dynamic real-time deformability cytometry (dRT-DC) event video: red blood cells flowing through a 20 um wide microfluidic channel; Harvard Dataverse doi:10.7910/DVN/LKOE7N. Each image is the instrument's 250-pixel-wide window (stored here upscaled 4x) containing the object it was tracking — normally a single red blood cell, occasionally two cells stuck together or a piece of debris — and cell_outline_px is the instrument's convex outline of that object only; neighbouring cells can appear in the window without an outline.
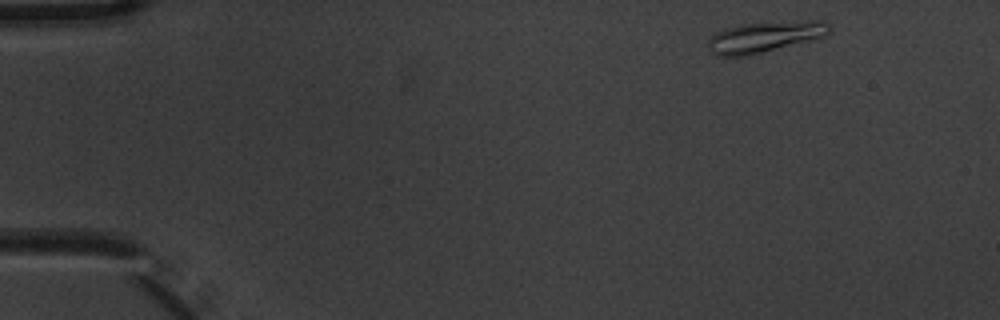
{"species": "common noctule bat (a hibernating species)", "species_latin": "Nyctalus noctula", "temperature_condition": "warm", "stored_images_in_passage": 4, "camera_frame_rate_fps": 3000, "um_per_image_px": 0.085, "animal": {"sex": "male", "body_mass_g": 20.1, "forearm_length_mm": 53.5}, "frame": {"image": 1, "passage_image": 1, "time_ms": 0.0, "image_size_px": [1000, 320], "cell_outline_px": [[832, 28], [824, 36], [748, 56], [716, 56], [712, 52], [708, 44], [708, 40], [716, 32], [724, 28], [740, 24], [804, 20], [824, 20]], "centroid_in_image_um": [64.99, 3.12], "position_along_channel_um": 20.0, "area_um2": 21.73}}